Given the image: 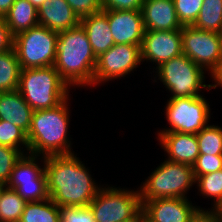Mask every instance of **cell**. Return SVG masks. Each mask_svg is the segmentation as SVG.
Here are the masks:
<instances>
[{"mask_svg":"<svg viewBox=\"0 0 222 222\" xmlns=\"http://www.w3.org/2000/svg\"><path fill=\"white\" fill-rule=\"evenodd\" d=\"M80 159L76 153L46 157L47 191L59 207L88 206L103 186Z\"/></svg>","mask_w":222,"mask_h":222,"instance_id":"cell-1","label":"cell"},{"mask_svg":"<svg viewBox=\"0 0 222 222\" xmlns=\"http://www.w3.org/2000/svg\"><path fill=\"white\" fill-rule=\"evenodd\" d=\"M71 98L69 96L56 107L33 111L27 133L29 154L48 157L75 153L68 130L71 121Z\"/></svg>","mask_w":222,"mask_h":222,"instance_id":"cell-2","label":"cell"},{"mask_svg":"<svg viewBox=\"0 0 222 222\" xmlns=\"http://www.w3.org/2000/svg\"><path fill=\"white\" fill-rule=\"evenodd\" d=\"M97 58L81 24L58 33L54 67L70 86L94 88V70Z\"/></svg>","mask_w":222,"mask_h":222,"instance_id":"cell-3","label":"cell"},{"mask_svg":"<svg viewBox=\"0 0 222 222\" xmlns=\"http://www.w3.org/2000/svg\"><path fill=\"white\" fill-rule=\"evenodd\" d=\"M70 86L54 65L21 69L18 92L33 111L56 107L70 94Z\"/></svg>","mask_w":222,"mask_h":222,"instance_id":"cell-4","label":"cell"},{"mask_svg":"<svg viewBox=\"0 0 222 222\" xmlns=\"http://www.w3.org/2000/svg\"><path fill=\"white\" fill-rule=\"evenodd\" d=\"M146 178L138 187L142 204L152 199L189 198L188 192L195 186L192 166L167 159Z\"/></svg>","mask_w":222,"mask_h":222,"instance_id":"cell-5","label":"cell"},{"mask_svg":"<svg viewBox=\"0 0 222 222\" xmlns=\"http://www.w3.org/2000/svg\"><path fill=\"white\" fill-rule=\"evenodd\" d=\"M151 71L155 72L151 80L163 84L171 95L169 99L201 96L202 90H210V83L205 82L207 72L183 53Z\"/></svg>","mask_w":222,"mask_h":222,"instance_id":"cell-6","label":"cell"},{"mask_svg":"<svg viewBox=\"0 0 222 222\" xmlns=\"http://www.w3.org/2000/svg\"><path fill=\"white\" fill-rule=\"evenodd\" d=\"M89 206L96 222L129 221L142 212L138 188H121L108 184H103Z\"/></svg>","mask_w":222,"mask_h":222,"instance_id":"cell-7","label":"cell"},{"mask_svg":"<svg viewBox=\"0 0 222 222\" xmlns=\"http://www.w3.org/2000/svg\"><path fill=\"white\" fill-rule=\"evenodd\" d=\"M58 46V32L37 25L14 37V50L21 69L54 65Z\"/></svg>","mask_w":222,"mask_h":222,"instance_id":"cell-8","label":"cell"},{"mask_svg":"<svg viewBox=\"0 0 222 222\" xmlns=\"http://www.w3.org/2000/svg\"><path fill=\"white\" fill-rule=\"evenodd\" d=\"M204 95L167 99L164 116L169 126L156 132L197 134L210 123L211 108Z\"/></svg>","mask_w":222,"mask_h":222,"instance_id":"cell-9","label":"cell"},{"mask_svg":"<svg viewBox=\"0 0 222 222\" xmlns=\"http://www.w3.org/2000/svg\"><path fill=\"white\" fill-rule=\"evenodd\" d=\"M143 64L141 46L130 44H114L108 51L97 57L94 70V89L106 82L125 78L137 71Z\"/></svg>","mask_w":222,"mask_h":222,"instance_id":"cell-10","label":"cell"},{"mask_svg":"<svg viewBox=\"0 0 222 222\" xmlns=\"http://www.w3.org/2000/svg\"><path fill=\"white\" fill-rule=\"evenodd\" d=\"M182 53L209 75L222 59V34L191 26L181 28Z\"/></svg>","mask_w":222,"mask_h":222,"instance_id":"cell-11","label":"cell"},{"mask_svg":"<svg viewBox=\"0 0 222 222\" xmlns=\"http://www.w3.org/2000/svg\"><path fill=\"white\" fill-rule=\"evenodd\" d=\"M190 198H160L142 204L144 217L150 222H192L206 208L197 206Z\"/></svg>","mask_w":222,"mask_h":222,"instance_id":"cell-12","label":"cell"},{"mask_svg":"<svg viewBox=\"0 0 222 222\" xmlns=\"http://www.w3.org/2000/svg\"><path fill=\"white\" fill-rule=\"evenodd\" d=\"M182 54L181 30L145 31L141 45V60L154 64L153 70L161 63Z\"/></svg>","mask_w":222,"mask_h":222,"instance_id":"cell-13","label":"cell"},{"mask_svg":"<svg viewBox=\"0 0 222 222\" xmlns=\"http://www.w3.org/2000/svg\"><path fill=\"white\" fill-rule=\"evenodd\" d=\"M114 44L141 46L145 28L141 10H108Z\"/></svg>","mask_w":222,"mask_h":222,"instance_id":"cell-14","label":"cell"},{"mask_svg":"<svg viewBox=\"0 0 222 222\" xmlns=\"http://www.w3.org/2000/svg\"><path fill=\"white\" fill-rule=\"evenodd\" d=\"M156 139L167 160L193 166L200 155L196 134L157 132Z\"/></svg>","mask_w":222,"mask_h":222,"instance_id":"cell-15","label":"cell"},{"mask_svg":"<svg viewBox=\"0 0 222 222\" xmlns=\"http://www.w3.org/2000/svg\"><path fill=\"white\" fill-rule=\"evenodd\" d=\"M145 31L181 30L173 0H144L141 8Z\"/></svg>","mask_w":222,"mask_h":222,"instance_id":"cell-16","label":"cell"},{"mask_svg":"<svg viewBox=\"0 0 222 222\" xmlns=\"http://www.w3.org/2000/svg\"><path fill=\"white\" fill-rule=\"evenodd\" d=\"M39 25L62 32L80 24L81 19L66 0H45L38 9Z\"/></svg>","mask_w":222,"mask_h":222,"instance_id":"cell-17","label":"cell"},{"mask_svg":"<svg viewBox=\"0 0 222 222\" xmlns=\"http://www.w3.org/2000/svg\"><path fill=\"white\" fill-rule=\"evenodd\" d=\"M93 53L96 58L108 51L113 45L111 29L108 22V10H102L81 18Z\"/></svg>","mask_w":222,"mask_h":222,"instance_id":"cell-18","label":"cell"},{"mask_svg":"<svg viewBox=\"0 0 222 222\" xmlns=\"http://www.w3.org/2000/svg\"><path fill=\"white\" fill-rule=\"evenodd\" d=\"M32 113V108L18 90L0 92V120L18 126L27 134Z\"/></svg>","mask_w":222,"mask_h":222,"instance_id":"cell-19","label":"cell"},{"mask_svg":"<svg viewBox=\"0 0 222 222\" xmlns=\"http://www.w3.org/2000/svg\"><path fill=\"white\" fill-rule=\"evenodd\" d=\"M45 163L46 157L31 154L23 155L15 164L6 186L14 189L17 185L47 183Z\"/></svg>","mask_w":222,"mask_h":222,"instance_id":"cell-20","label":"cell"},{"mask_svg":"<svg viewBox=\"0 0 222 222\" xmlns=\"http://www.w3.org/2000/svg\"><path fill=\"white\" fill-rule=\"evenodd\" d=\"M4 19L14 36L39 24L38 10L29 0H15Z\"/></svg>","mask_w":222,"mask_h":222,"instance_id":"cell-21","label":"cell"},{"mask_svg":"<svg viewBox=\"0 0 222 222\" xmlns=\"http://www.w3.org/2000/svg\"><path fill=\"white\" fill-rule=\"evenodd\" d=\"M19 222H60V207L50 198L27 202Z\"/></svg>","mask_w":222,"mask_h":222,"instance_id":"cell-22","label":"cell"},{"mask_svg":"<svg viewBox=\"0 0 222 222\" xmlns=\"http://www.w3.org/2000/svg\"><path fill=\"white\" fill-rule=\"evenodd\" d=\"M21 66L14 49L0 54V92L18 89Z\"/></svg>","mask_w":222,"mask_h":222,"instance_id":"cell-23","label":"cell"},{"mask_svg":"<svg viewBox=\"0 0 222 222\" xmlns=\"http://www.w3.org/2000/svg\"><path fill=\"white\" fill-rule=\"evenodd\" d=\"M195 188H197L199 196L204 199H212L211 205L207 211H214L222 203V169L195 177Z\"/></svg>","mask_w":222,"mask_h":222,"instance_id":"cell-24","label":"cell"},{"mask_svg":"<svg viewBox=\"0 0 222 222\" xmlns=\"http://www.w3.org/2000/svg\"><path fill=\"white\" fill-rule=\"evenodd\" d=\"M193 27L222 34V0H203Z\"/></svg>","mask_w":222,"mask_h":222,"instance_id":"cell-25","label":"cell"},{"mask_svg":"<svg viewBox=\"0 0 222 222\" xmlns=\"http://www.w3.org/2000/svg\"><path fill=\"white\" fill-rule=\"evenodd\" d=\"M26 204L15 189L5 185L0 193V222H19Z\"/></svg>","mask_w":222,"mask_h":222,"instance_id":"cell-26","label":"cell"},{"mask_svg":"<svg viewBox=\"0 0 222 222\" xmlns=\"http://www.w3.org/2000/svg\"><path fill=\"white\" fill-rule=\"evenodd\" d=\"M196 136L200 154L222 155V126L209 124Z\"/></svg>","mask_w":222,"mask_h":222,"instance_id":"cell-27","label":"cell"},{"mask_svg":"<svg viewBox=\"0 0 222 222\" xmlns=\"http://www.w3.org/2000/svg\"><path fill=\"white\" fill-rule=\"evenodd\" d=\"M0 145L20 150L24 155L29 154L27 134L18 126L0 120Z\"/></svg>","mask_w":222,"mask_h":222,"instance_id":"cell-28","label":"cell"},{"mask_svg":"<svg viewBox=\"0 0 222 222\" xmlns=\"http://www.w3.org/2000/svg\"><path fill=\"white\" fill-rule=\"evenodd\" d=\"M179 22L182 26H191L197 19L203 0H173Z\"/></svg>","mask_w":222,"mask_h":222,"instance_id":"cell-29","label":"cell"},{"mask_svg":"<svg viewBox=\"0 0 222 222\" xmlns=\"http://www.w3.org/2000/svg\"><path fill=\"white\" fill-rule=\"evenodd\" d=\"M24 154L15 148L0 145V182L5 185L10 179L15 164Z\"/></svg>","mask_w":222,"mask_h":222,"instance_id":"cell-30","label":"cell"},{"mask_svg":"<svg viewBox=\"0 0 222 222\" xmlns=\"http://www.w3.org/2000/svg\"><path fill=\"white\" fill-rule=\"evenodd\" d=\"M60 222H96L90 206L60 207Z\"/></svg>","mask_w":222,"mask_h":222,"instance_id":"cell-31","label":"cell"},{"mask_svg":"<svg viewBox=\"0 0 222 222\" xmlns=\"http://www.w3.org/2000/svg\"><path fill=\"white\" fill-rule=\"evenodd\" d=\"M192 168L194 177L216 172L222 169V155L200 154Z\"/></svg>","mask_w":222,"mask_h":222,"instance_id":"cell-32","label":"cell"},{"mask_svg":"<svg viewBox=\"0 0 222 222\" xmlns=\"http://www.w3.org/2000/svg\"><path fill=\"white\" fill-rule=\"evenodd\" d=\"M27 202L42 201L49 198L47 183H28L14 188Z\"/></svg>","mask_w":222,"mask_h":222,"instance_id":"cell-33","label":"cell"},{"mask_svg":"<svg viewBox=\"0 0 222 222\" xmlns=\"http://www.w3.org/2000/svg\"><path fill=\"white\" fill-rule=\"evenodd\" d=\"M81 19L93 13L102 11V0H66Z\"/></svg>","mask_w":222,"mask_h":222,"instance_id":"cell-34","label":"cell"},{"mask_svg":"<svg viewBox=\"0 0 222 222\" xmlns=\"http://www.w3.org/2000/svg\"><path fill=\"white\" fill-rule=\"evenodd\" d=\"M144 0H102L103 10H141Z\"/></svg>","mask_w":222,"mask_h":222,"instance_id":"cell-35","label":"cell"},{"mask_svg":"<svg viewBox=\"0 0 222 222\" xmlns=\"http://www.w3.org/2000/svg\"><path fill=\"white\" fill-rule=\"evenodd\" d=\"M14 35L3 17H0V54L14 49Z\"/></svg>","mask_w":222,"mask_h":222,"instance_id":"cell-36","label":"cell"},{"mask_svg":"<svg viewBox=\"0 0 222 222\" xmlns=\"http://www.w3.org/2000/svg\"><path fill=\"white\" fill-rule=\"evenodd\" d=\"M210 80L212 81V84H210V90L211 89H217V87H220L222 89V59L219 61L216 68L209 74Z\"/></svg>","mask_w":222,"mask_h":222,"instance_id":"cell-37","label":"cell"},{"mask_svg":"<svg viewBox=\"0 0 222 222\" xmlns=\"http://www.w3.org/2000/svg\"><path fill=\"white\" fill-rule=\"evenodd\" d=\"M192 222H219L212 211H201Z\"/></svg>","mask_w":222,"mask_h":222,"instance_id":"cell-38","label":"cell"},{"mask_svg":"<svg viewBox=\"0 0 222 222\" xmlns=\"http://www.w3.org/2000/svg\"><path fill=\"white\" fill-rule=\"evenodd\" d=\"M15 0H0V17H3L8 13Z\"/></svg>","mask_w":222,"mask_h":222,"instance_id":"cell-39","label":"cell"},{"mask_svg":"<svg viewBox=\"0 0 222 222\" xmlns=\"http://www.w3.org/2000/svg\"><path fill=\"white\" fill-rule=\"evenodd\" d=\"M212 212L217 216L219 222H222V203Z\"/></svg>","mask_w":222,"mask_h":222,"instance_id":"cell-40","label":"cell"},{"mask_svg":"<svg viewBox=\"0 0 222 222\" xmlns=\"http://www.w3.org/2000/svg\"><path fill=\"white\" fill-rule=\"evenodd\" d=\"M33 5L34 7L38 10L41 5L44 3L45 0H29Z\"/></svg>","mask_w":222,"mask_h":222,"instance_id":"cell-41","label":"cell"},{"mask_svg":"<svg viewBox=\"0 0 222 222\" xmlns=\"http://www.w3.org/2000/svg\"><path fill=\"white\" fill-rule=\"evenodd\" d=\"M144 217L143 212H141L135 219L124 221V222H140V220Z\"/></svg>","mask_w":222,"mask_h":222,"instance_id":"cell-42","label":"cell"},{"mask_svg":"<svg viewBox=\"0 0 222 222\" xmlns=\"http://www.w3.org/2000/svg\"><path fill=\"white\" fill-rule=\"evenodd\" d=\"M4 187H5V184L0 182V193L3 190Z\"/></svg>","mask_w":222,"mask_h":222,"instance_id":"cell-43","label":"cell"},{"mask_svg":"<svg viewBox=\"0 0 222 222\" xmlns=\"http://www.w3.org/2000/svg\"><path fill=\"white\" fill-rule=\"evenodd\" d=\"M140 222H150L149 220H147L145 217H143Z\"/></svg>","mask_w":222,"mask_h":222,"instance_id":"cell-44","label":"cell"}]
</instances>
